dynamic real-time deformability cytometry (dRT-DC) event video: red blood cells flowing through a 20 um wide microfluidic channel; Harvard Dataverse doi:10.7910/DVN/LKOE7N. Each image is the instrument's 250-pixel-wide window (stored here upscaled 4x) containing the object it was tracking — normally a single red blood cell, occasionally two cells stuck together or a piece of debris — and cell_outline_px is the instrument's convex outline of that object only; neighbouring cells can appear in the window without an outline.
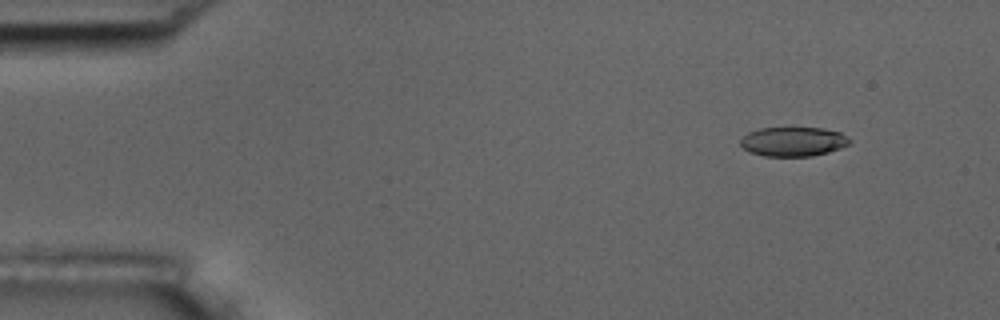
{"species": "common noctule bat (a hibernating species)", "species_latin": "Nyctalus noctula", "temperature_condition": "room temperature", "stored_images_in_passage": 3, "camera_frame_rate_fps": 3000, "um_per_image_px": 0.085, "animal": {"sex": "male", "body_mass_g": 17.5, "forearm_length_mm": 52.3}, "frame": {"image": 1, "passage_image": 1, "time_ms": 0.0, "image_size_px": [1000, 320], "cell_outline_px": [[852, 140], [848, 144], [840, 148], [828, 152], [812, 156], [764, 156], [748, 152], [740, 144], [740, 140], [748, 132], [760, 128], [824, 128], [840, 132]], "centroid_in_image_um": [67.41, 12.04], "position_along_channel_um": 17.6, "area_um2": 18.67}}
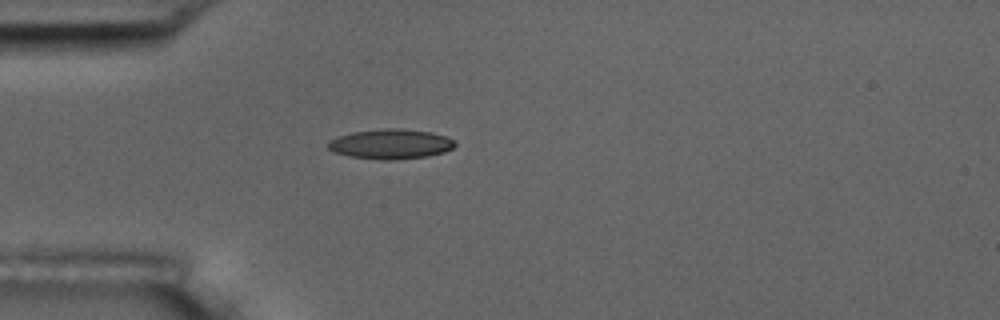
{"frame": {"image": 2, "passage_image": 3, "time_ms": 3.333, "image_size_px": [1000, 320], "cell_outline_px": [[456, 144], [452, 148], [444, 152], [428, 156], [392, 160], [380, 160], [348, 156], [336, 152], [328, 148], [328, 144], [332, 140], [340, 136], [352, 132], [384, 128], [400, 128], [432, 132], [456, 140]], "centroid_in_image_um": [33.25, 12.24], "position_along_channel_um": 51.7, "area_um2": 22.02}}